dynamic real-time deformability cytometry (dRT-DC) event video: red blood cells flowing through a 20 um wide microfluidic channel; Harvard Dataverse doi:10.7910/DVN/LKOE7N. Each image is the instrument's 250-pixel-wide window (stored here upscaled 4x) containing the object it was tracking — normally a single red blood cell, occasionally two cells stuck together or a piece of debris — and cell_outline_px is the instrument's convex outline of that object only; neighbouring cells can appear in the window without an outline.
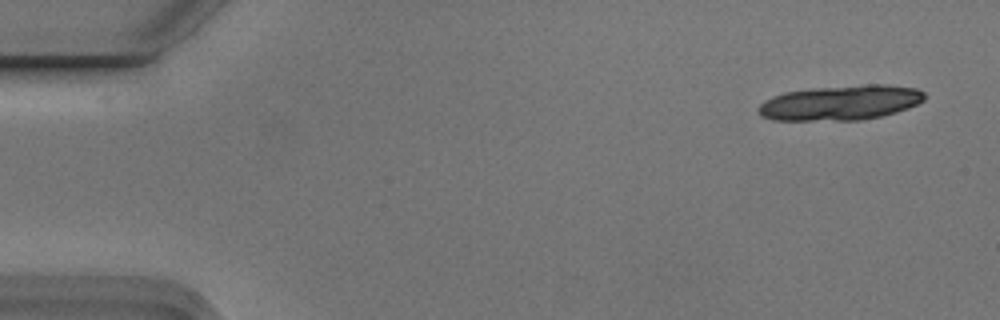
{"species": "Egyptian fruit bat (a non-hibernating species)", "species_latin": "Rousettus aegyptiacus", "temperature_condition": "cold", "stored_images_in_passage": 5, "camera_frame_rate_fps": 3000, "um_per_image_px": 0.085, "animal": {"sex": "male"}, "frame": {"image": 1, "passage_image": 1, "time_ms": 0.0, "image_size_px": [1000, 320], "cell_outline_px": [[924, 100], [908, 108], [896, 112], [880, 116], [860, 120], [772, 120], [760, 116], [760, 104], [764, 100], [772, 96], [784, 92], [812, 88], [868, 84], [888, 84], [916, 88], [924, 92]], "centroid_in_image_um": [71.44, 8.72], "position_along_channel_um": 13.6, "area_um2": 33.81}}